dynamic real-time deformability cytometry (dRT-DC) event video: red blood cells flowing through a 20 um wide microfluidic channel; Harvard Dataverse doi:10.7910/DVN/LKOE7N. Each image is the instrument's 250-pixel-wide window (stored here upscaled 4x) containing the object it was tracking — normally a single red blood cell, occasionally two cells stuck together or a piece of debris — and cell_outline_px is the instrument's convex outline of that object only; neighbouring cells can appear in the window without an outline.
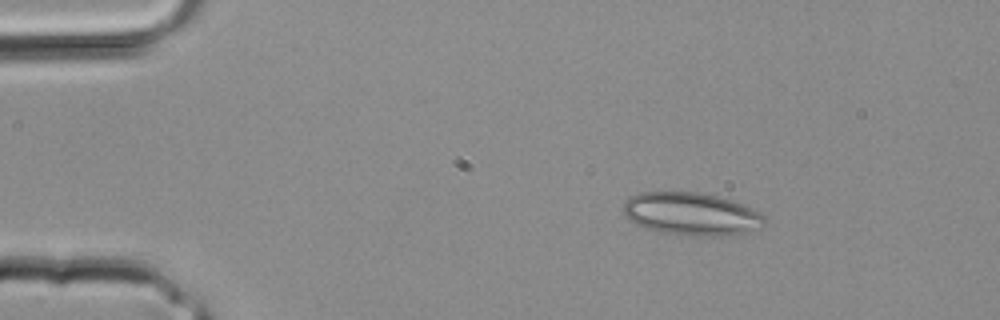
{"species": "common noctule bat (a hibernating species)", "species_latin": "Nyctalus noctula", "temperature_condition": "room temperature", "stored_images_in_passage": 1, "camera_frame_rate_fps": 3000, "um_per_image_px": 0.085, "animal": {"sex": "male", "body_mass_g": 20.4}, "frame": {"image": 1, "passage_image": 1, "time_ms": 0.0, "image_size_px": [1000, 320], "cell_outline_px": [[768, 220], [764, 228], [744, 232], [716, 236], [684, 236], [660, 232], [636, 224], [628, 220], [620, 208], [624, 200], [628, 196], [640, 192], [700, 192], [732, 200], [744, 204], [760, 212]], "centroid_in_image_um": [58.75, 18.18], "position_along_channel_um": 26.2, "area_um2": 35.89}}